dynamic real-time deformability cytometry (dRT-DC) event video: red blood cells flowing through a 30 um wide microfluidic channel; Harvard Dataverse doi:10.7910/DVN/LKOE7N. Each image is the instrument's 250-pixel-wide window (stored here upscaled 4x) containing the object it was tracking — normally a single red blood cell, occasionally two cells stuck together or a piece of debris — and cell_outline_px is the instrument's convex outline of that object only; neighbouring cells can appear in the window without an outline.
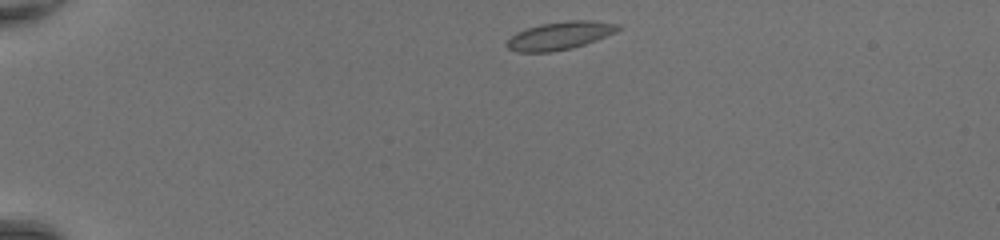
{"species": "common noctule bat (a hibernating species)", "species_latin": "Nyctalus noctula", "temperature_condition": "room temperature", "stored_images_in_passage": 38, "camera_frame_rate_fps": 3000, "um_per_image_px": 0.085, "animal": {"sex": "female", "body_mass_g": 20.0, "forearm_length_mm": 54.0}, "frame": {"image": 1, "passage_image": 1, "time_ms": 0.0, "image_size_px": [1000, 240], "cell_outline_px": [[624, 28], [616, 32], [596, 40], [572, 48], [552, 52], [516, 52], [508, 48], [504, 44], [516, 32], [540, 24], [568, 20], [592, 20], [620, 24]], "centroid_in_image_um": [47.61, 3.02], "position_along_channel_um": 37.4, "area_um2": 18.26}}
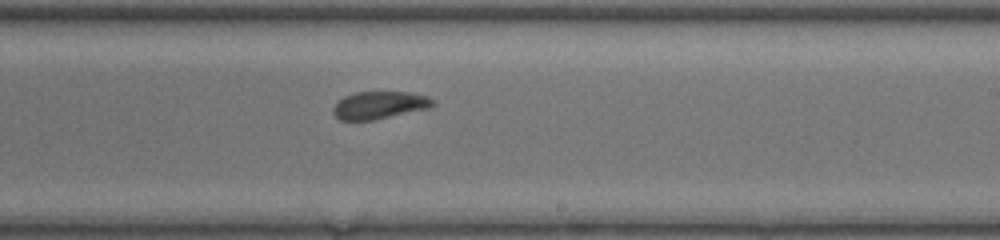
{"frame": {"image": 2, "passage_image": 21, "time_ms": 6.667, "image_size_px": [1000, 240], "cell_outline_px": [[436, 104], [432, 108], [372, 120], [340, 120], [332, 112], [332, 108], [344, 96], [356, 92], [412, 92], [428, 96]], "centroid_in_image_um": [32.29, 8.93], "position_along_channel_um": 256.7, "area_um2": 16.07}}
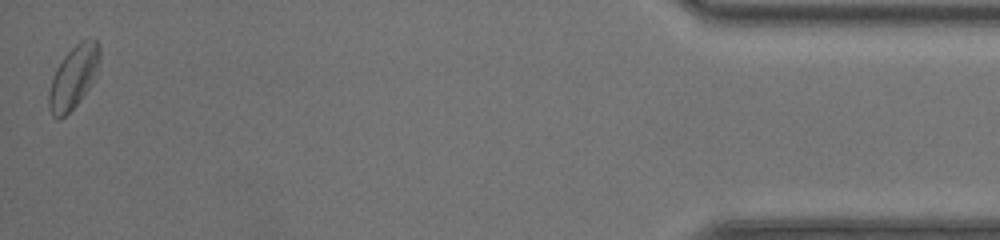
{"frame": {"image": 3, "passage_image": 38, "time_ms": 12.333, "image_size_px": [1000, 240], "cell_outline_px": [[100, 56], [96, 76], [80, 100], [60, 120], [56, 120], [52, 116], [48, 104], [48, 92], [52, 76], [56, 68], [64, 56], [80, 40], [96, 40], [100, 44]], "centroid_in_image_um": [6.23, 6.57], "position_along_channel_um": 429.0, "area_um2": 18.55}, "authors_computed_cell_mechanics": {"area_um2": 16.9065, "velocity_mm_per_s": 4.3592, "shape_relaxation_time_tau1_ms": 3.9885, "shape_relaxation_time_tau2_ms": 1.2849, "deformation_change_tau1": 0.0848, "deformation_change_tau2": 0.0551}}